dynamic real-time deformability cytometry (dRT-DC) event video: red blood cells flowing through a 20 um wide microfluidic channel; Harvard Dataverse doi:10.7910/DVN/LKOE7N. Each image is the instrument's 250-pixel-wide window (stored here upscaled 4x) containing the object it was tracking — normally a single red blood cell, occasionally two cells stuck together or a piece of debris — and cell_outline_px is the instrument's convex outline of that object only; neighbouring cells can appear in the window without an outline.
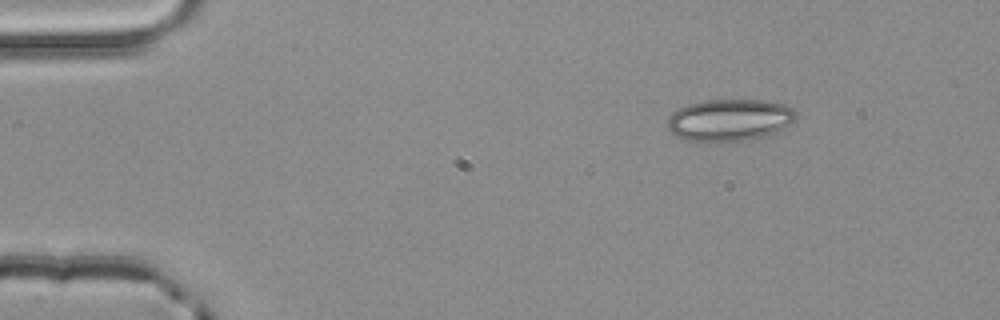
{"species": "common noctule bat (a hibernating species)", "species_latin": "Nyctalus noctula", "temperature_condition": "room temperature", "stored_images_in_passage": 2, "camera_frame_rate_fps": 3000, "um_per_image_px": 0.085, "animal": {"sex": "male", "body_mass_g": 20.4}, "frame": {"image": 1, "passage_image": 1, "time_ms": 0.0, "image_size_px": [1000, 320], "cell_outline_px": [[796, 116], [788, 124], [772, 132], [748, 140], [688, 140], [676, 136], [668, 128], [668, 116], [672, 112], [688, 104], [704, 100], [764, 100], [784, 104], [792, 108], [796, 112]], "centroid_in_image_um": [61.97, 10.16], "position_along_channel_um": 23.0, "area_um2": 30.63}}